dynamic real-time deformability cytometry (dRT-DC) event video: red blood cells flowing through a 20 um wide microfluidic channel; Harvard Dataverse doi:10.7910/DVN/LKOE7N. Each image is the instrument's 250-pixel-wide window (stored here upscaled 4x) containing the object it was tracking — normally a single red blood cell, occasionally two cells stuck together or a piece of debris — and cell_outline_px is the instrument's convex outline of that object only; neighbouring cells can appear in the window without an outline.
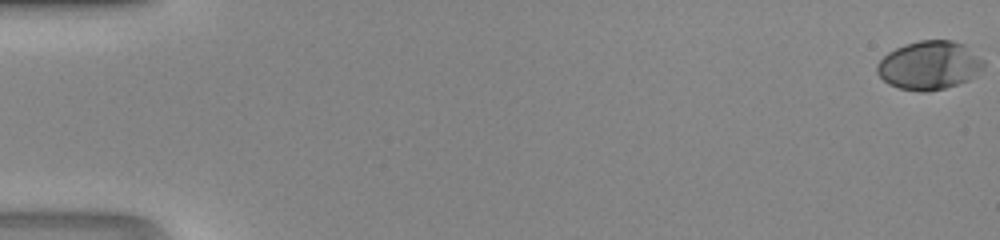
{"species": "human", "species_latin": "Homo sapiens", "temperature_condition": "room temperature", "stored_images_in_passage": 49, "camera_frame_rate_fps": 3000, "um_per_image_px": 0.085, "donor": {"sex": "male"}, "frame": {"image": 1, "passage_image": 1, "time_ms": 0.0, "image_size_px": [1000, 240], "cell_outline_px": [[984, 68], [968, 80], [944, 88], [928, 92], [920, 92], [900, 88], [888, 84], [876, 72], [876, 64], [888, 52], [904, 44], [920, 40], [952, 40], [964, 44], [984, 60]], "centroid_in_image_um": [78.98, 5.55], "position_along_channel_um": 6.0, "area_um2": 30.23}}
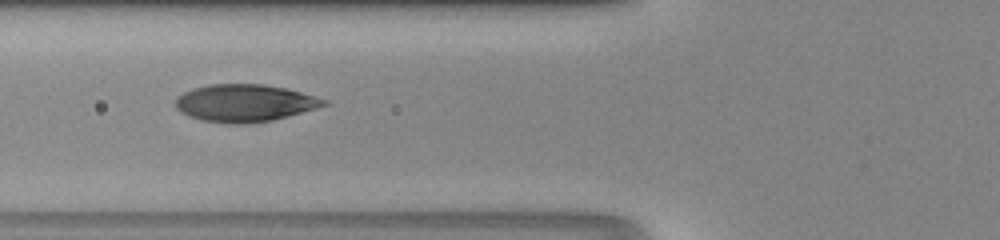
{"frame": {"image": 2, "passage_image": 21, "time_ms": 6.667, "image_size_px": [1000, 240], "cell_outline_px": [[328, 104], [316, 108], [288, 116], [272, 120], [244, 124], [232, 124], [200, 120], [188, 116], [180, 112], [176, 108], [176, 96], [192, 88], [208, 84], [260, 84], [288, 88], [328, 100]], "centroid_in_image_um": [20.77, 8.75], "position_along_channel_um": 105.0, "area_um2": 32.43}}
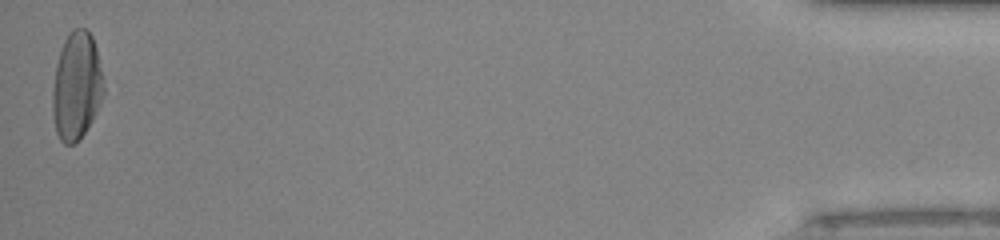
{"frame": {"image": 3, "passage_image": 49, "time_ms": 16.0, "image_size_px": [1000, 240], "cell_outline_px": [[104, 96], [92, 120], [80, 140], [76, 144], [64, 144], [60, 140], [56, 132], [52, 112], [52, 88], [56, 64], [60, 48], [64, 40], [76, 28], [84, 28], [92, 36], [96, 48], [104, 88]], "centroid_in_image_um": [6.49, 7.36], "position_along_channel_um": 428.7, "area_um2": 32.14}}